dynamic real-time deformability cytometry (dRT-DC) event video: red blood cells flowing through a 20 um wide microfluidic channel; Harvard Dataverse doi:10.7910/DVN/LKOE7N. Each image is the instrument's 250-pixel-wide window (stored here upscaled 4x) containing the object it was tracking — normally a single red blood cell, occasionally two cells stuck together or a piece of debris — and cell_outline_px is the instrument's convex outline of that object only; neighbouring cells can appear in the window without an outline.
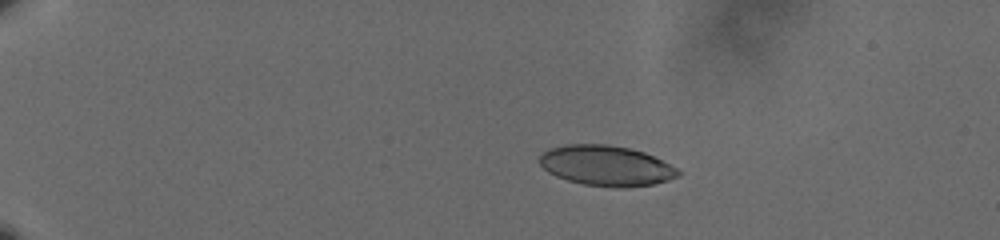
{"species": "human", "species_latin": "Homo sapiens", "temperature_condition": "cold", "stored_images_in_passage": 48, "camera_frame_rate_fps": 3000, "um_per_image_px": 0.085, "donor": {"sex": "male"}, "frame": {"image": 1, "passage_image": 2, "time_ms": 0.333, "image_size_px": [1000, 240], "cell_outline_px": [[680, 176], [668, 180], [652, 184], [616, 188], [584, 184], [568, 180], [556, 176], [548, 172], [540, 164], [540, 156], [544, 152], [552, 148], [568, 144], [608, 144], [628, 148], [644, 152], [676, 168], [680, 172]], "centroid_in_image_um": [51.52, 14.08], "position_along_channel_um": 33.5, "area_um2": 32.14}}
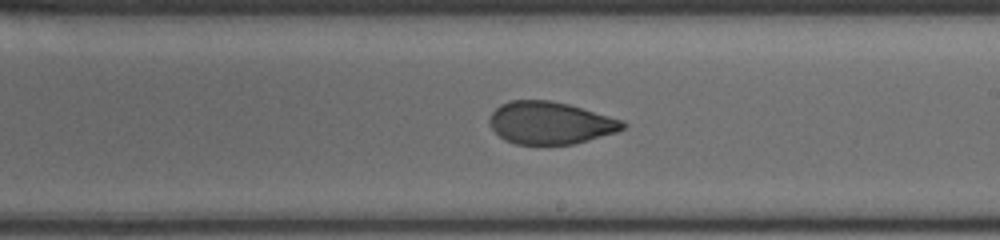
{"frame": {"image": 2, "passage_image": 27, "time_ms": 8.667, "image_size_px": [1000, 240], "cell_outline_px": [[628, 124], [624, 128], [616, 132], [572, 144], [516, 144], [504, 140], [492, 128], [488, 120], [492, 112], [500, 104], [512, 100], [552, 100], [568, 104], [624, 120]], "centroid_in_image_um": [46.77, 10.44], "position_along_channel_um": 242.2, "area_um2": 32.83}}
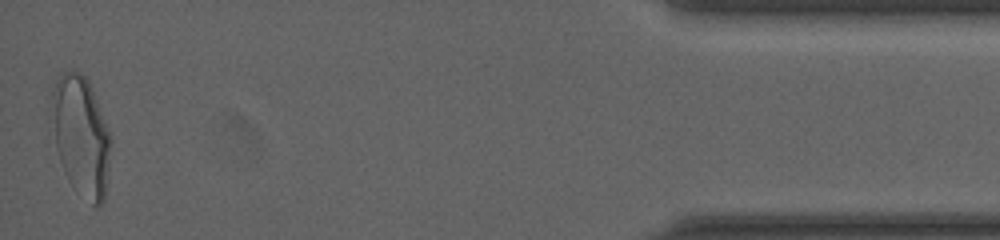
{"frame": {"image": 3, "passage_image": 48, "time_ms": 15.667, "image_size_px": [1000, 240], "cell_outline_px": [[112, 140], [104, 200], [96, 208], [72, 188], [64, 172], [56, 148], [52, 96], [52, 92], [56, 80], [60, 72], [72, 68], [80, 72], [88, 80]], "centroid_in_image_um": [6.9, 11.56], "position_along_channel_um": 428.3, "area_um2": 40.86}, "authors_computed_cell_mechanics": {"area_um2": 34.0731, "velocity_mm_per_s": 3.6247, "shape_relaxation_time_tau1_ms": null, "shape_relaxation_time_tau2_ms": 1.227, "deformation_change_tau1": null, "deformation_change_tau2": 0.0643}}